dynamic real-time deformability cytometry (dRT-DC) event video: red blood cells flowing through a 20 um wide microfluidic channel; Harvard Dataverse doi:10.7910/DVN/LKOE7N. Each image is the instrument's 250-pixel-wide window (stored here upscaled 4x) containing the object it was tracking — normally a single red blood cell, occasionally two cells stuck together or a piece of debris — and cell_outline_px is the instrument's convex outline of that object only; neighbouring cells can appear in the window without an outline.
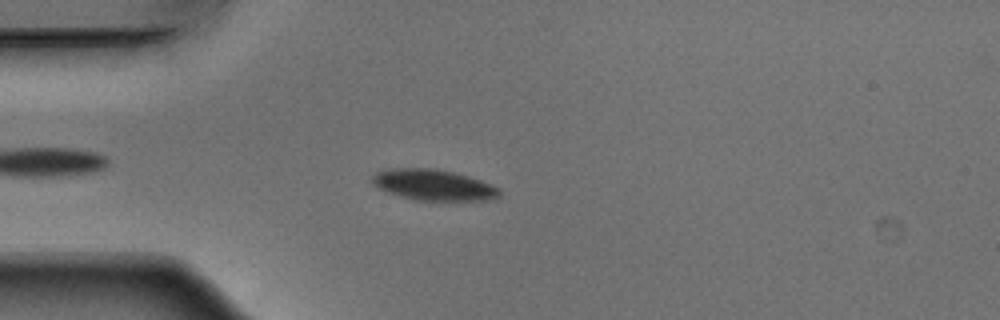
{"species": "Egyptian fruit bat (a non-hibernating species)", "species_latin": "Rousettus aegyptiacus", "temperature_condition": "warm", "stored_images_in_passage": 47, "camera_frame_rate_fps": 3000, "um_per_image_px": 0.085, "animal": {"sex": "male"}, "frame": {"image": 1, "passage_image": 9, "time_ms": 2.667, "image_size_px": [1000, 320], "cell_outline_px": [[500, 196], [488, 200], [416, 200], [400, 196], [376, 188], [368, 180], [376, 172], [392, 168], [428, 168], [452, 172], [468, 176], [480, 180], [500, 188]], "centroid_in_image_um": [36.79, 15.72], "position_along_channel_um": 48.2, "area_um2": 22.89}}
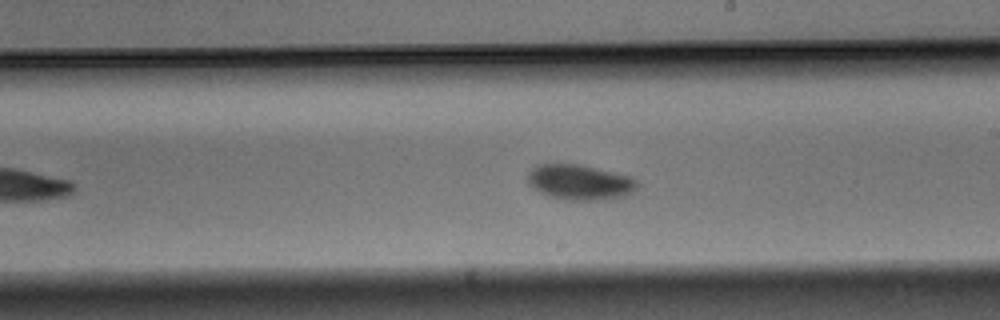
{"frame": {"image": 2, "passage_image": 25, "time_ms": 8.0, "image_size_px": [1000, 320], "cell_outline_px": [[640, 184], [632, 192], [624, 196], [604, 200], [568, 200], [548, 196], [540, 192], [528, 184], [528, 172], [536, 164], [580, 164], [632, 176]], "centroid_in_image_um": [49.3, 15.48], "position_along_channel_um": 239.7, "area_um2": 22.72}}
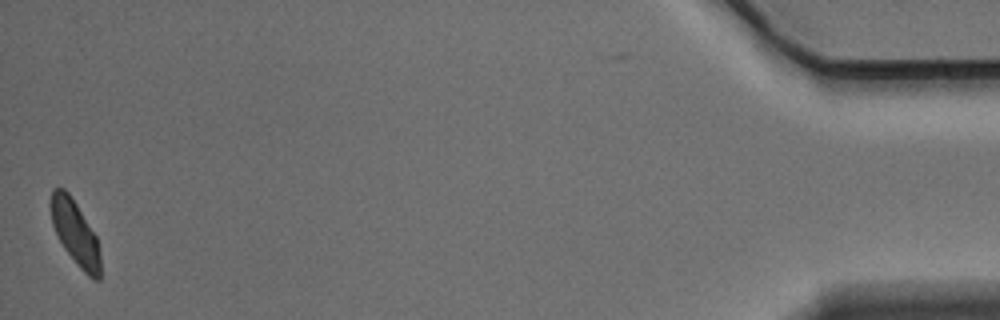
{"frame": {"image": 3, "passage_image": 47, "time_ms": 15.333, "image_size_px": [1000, 320], "cell_outline_px": [[100, 280], [92, 280], [76, 264], [64, 248], [52, 224], [52, 188], [64, 188], [68, 192], [76, 204], [96, 236], [100, 252]], "centroid_in_image_um": [6.42, 19.85], "position_along_channel_um": 428.8, "area_um2": 18.21}, "authors_computed_cell_mechanics": {"area_um2": 21.6172, "velocity_mm_per_s": 3.838, "shape_relaxation_time_tau1_ms": 1.7363, "shape_relaxation_time_tau2_ms": null, "deformation_change_tau1": 0.1023, "deformation_change_tau2": null}}